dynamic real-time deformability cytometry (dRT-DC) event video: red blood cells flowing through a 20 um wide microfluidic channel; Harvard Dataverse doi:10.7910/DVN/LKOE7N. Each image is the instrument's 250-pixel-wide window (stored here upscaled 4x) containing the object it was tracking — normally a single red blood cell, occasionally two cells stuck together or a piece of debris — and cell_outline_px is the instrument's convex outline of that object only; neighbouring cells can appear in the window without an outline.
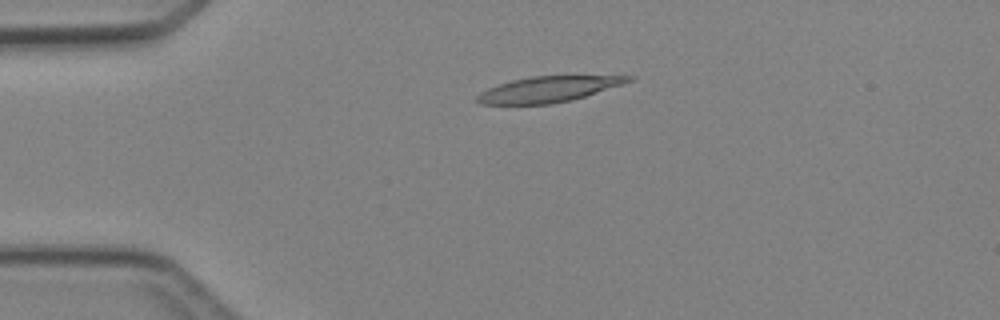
{"species": "Egyptian fruit bat (a non-hibernating species)", "species_latin": "Rousettus aegyptiacus", "temperature_condition": "cold", "stored_images_in_passage": 2, "camera_frame_rate_fps": 3000, "um_per_image_px": 0.085, "animal": {"sex": "female"}, "frame": {"image": 1, "passage_image": 1, "time_ms": 0.0, "image_size_px": [1000, 320], "cell_outline_px": [[636, 76], [632, 80], [624, 84], [572, 100], [552, 104], [480, 104], [476, 100], [476, 96], [480, 92], [488, 88], [512, 80], [532, 76]], "centroid_in_image_um": [46.6, 7.59], "position_along_channel_um": 38.4, "area_um2": 22.48}}